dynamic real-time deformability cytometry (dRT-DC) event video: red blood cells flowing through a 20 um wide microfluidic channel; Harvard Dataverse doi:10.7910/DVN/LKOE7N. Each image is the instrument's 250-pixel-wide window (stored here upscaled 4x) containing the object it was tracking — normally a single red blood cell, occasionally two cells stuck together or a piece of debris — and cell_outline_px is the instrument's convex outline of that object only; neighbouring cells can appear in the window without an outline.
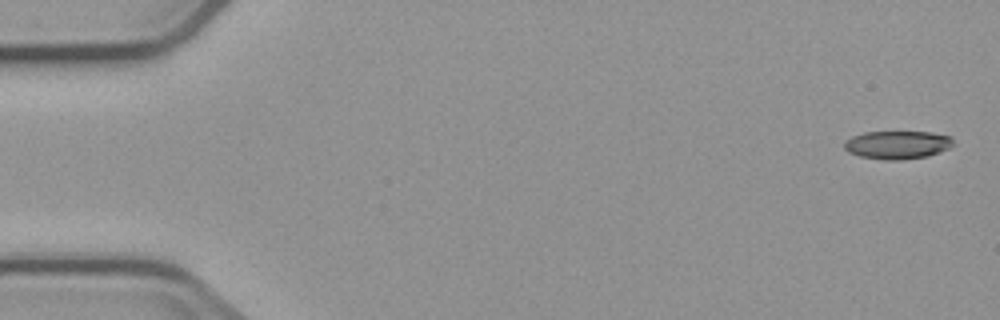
{"species": "common noctule bat (a hibernating species)", "species_latin": "Nyctalus noctula", "temperature_condition": "cold", "stored_images_in_passage": 2, "camera_frame_rate_fps": 3000, "um_per_image_px": 0.085, "animal": {"sex": "male", "body_mass_g": 23.1, "forearm_length_mm": 52.7}, "frame": {"image": 1, "passage_image": 1, "time_ms": 0.0, "image_size_px": [1000, 320], "cell_outline_px": [[952, 144], [948, 148], [940, 152], [928, 156], [900, 160], [888, 160], [860, 156], [848, 152], [844, 148], [844, 144], [852, 136], [864, 132], [932, 132], [952, 136]], "centroid_in_image_um": [76.29, 12.31], "position_along_channel_um": 8.7, "area_um2": 17.8}}